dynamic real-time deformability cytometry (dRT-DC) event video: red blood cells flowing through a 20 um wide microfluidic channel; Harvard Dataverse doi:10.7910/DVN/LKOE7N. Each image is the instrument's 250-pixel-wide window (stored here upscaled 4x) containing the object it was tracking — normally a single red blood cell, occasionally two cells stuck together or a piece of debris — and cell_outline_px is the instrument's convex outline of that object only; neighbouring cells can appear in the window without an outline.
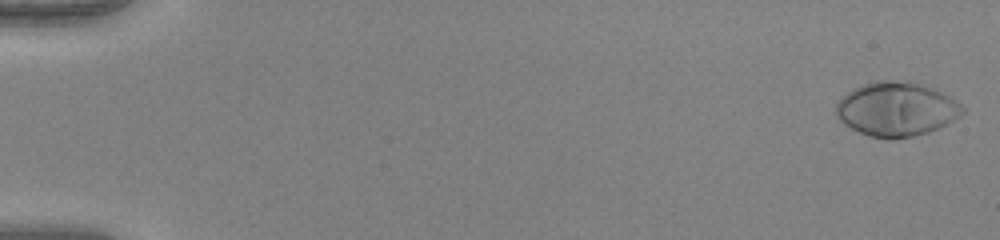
{"species": "human", "species_latin": "Homo sapiens", "temperature_condition": "warm", "stored_images_in_passage": 51, "camera_frame_rate_fps": 3000, "um_per_image_px": 0.085, "donor": {"sex": "female"}, "frame": {"image": 1, "passage_image": 1, "time_ms": 0.0, "image_size_px": [1000, 240], "cell_outline_px": [[964, 112], [960, 116], [948, 124], [940, 128], [928, 132], [912, 136], [888, 140], [868, 136], [844, 124], [836, 116], [836, 104], [852, 88], [876, 80], [908, 80], [932, 88], [956, 100], [964, 108]], "centroid_in_image_um": [76.2, 9.28], "position_along_channel_um": 8.8, "area_um2": 40.06}}
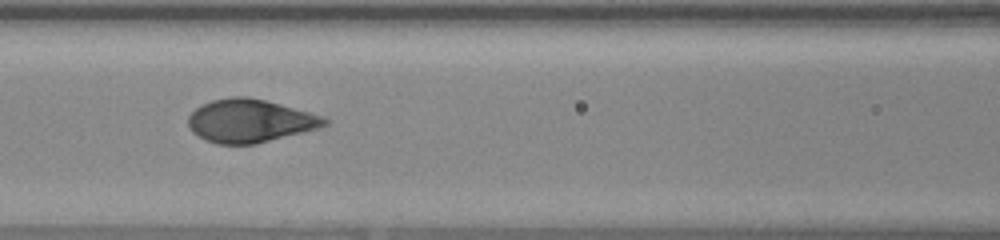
{"frame": {"image": 2, "passage_image": 24, "time_ms": 7.667, "image_size_px": [1000, 240], "cell_outline_px": [[328, 124], [320, 128], [256, 144], [216, 144], [204, 140], [192, 132], [188, 124], [188, 116], [200, 104], [212, 100], [232, 96], [244, 96], [264, 100], [280, 104], [324, 116], [328, 120]], "centroid_in_image_um": [21.23, 10.28], "position_along_channel_um": 145.4, "area_um2": 34.39}}
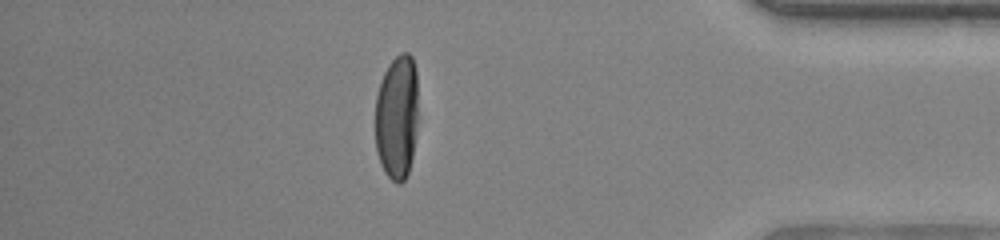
{"frame": {"image": 3, "passage_image": 45, "time_ms": 14.667, "image_size_px": [1000, 240], "cell_outline_px": [[416, 124], [412, 156], [408, 172], [404, 180], [400, 184], [396, 184], [384, 172], [380, 164], [376, 152], [376, 96], [384, 72], [388, 64], [400, 52], [408, 52], [412, 56], [416, 72]], "centroid_in_image_um": [33.72, 9.95], "position_along_channel_um": 401.5, "area_um2": 31.04}, "authors_computed_cell_mechanics": {"area_um2": 35.258, "velocity_mm_per_s": 4.086, "shape_relaxation_time_tau1_ms": 3.0641, "shape_relaxation_time_tau2_ms": null, "deformation_change_tau1": 0.2335, "deformation_change_tau2": null}}